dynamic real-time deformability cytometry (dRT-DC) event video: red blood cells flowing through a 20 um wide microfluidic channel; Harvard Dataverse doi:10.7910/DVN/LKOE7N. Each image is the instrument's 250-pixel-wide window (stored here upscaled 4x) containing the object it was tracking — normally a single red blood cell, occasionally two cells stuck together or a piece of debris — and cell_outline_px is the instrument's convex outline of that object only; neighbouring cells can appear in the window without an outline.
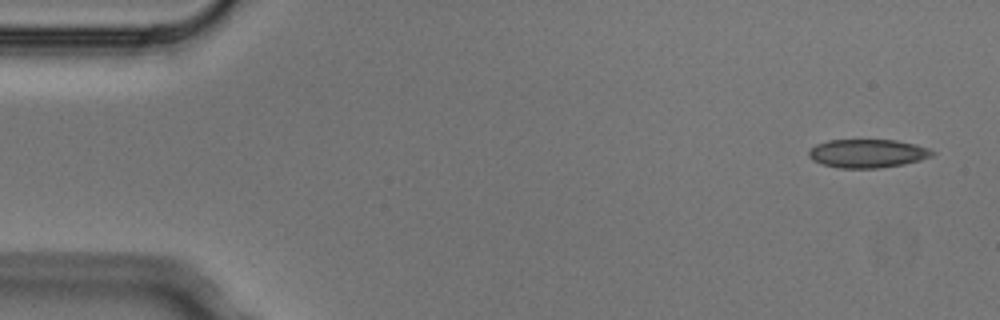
{"species": "Egyptian fruit bat (a non-hibernating species)", "species_latin": "Rousettus aegyptiacus", "temperature_condition": "cold", "stored_images_in_passage": 5, "camera_frame_rate_fps": 3000, "um_per_image_px": 0.085, "animal": {"sex": "male"}, "frame": {"image": 1, "passage_image": 1, "time_ms": 0.0, "image_size_px": [1000, 320], "cell_outline_px": [[936, 152], [932, 156], [920, 160], [904, 164], [880, 168], [840, 168], [824, 164], [812, 160], [808, 156], [808, 152], [816, 144], [828, 140], [896, 140], [916, 144], [928, 148]], "centroid_in_image_um": [73.76, 13.04], "position_along_channel_um": 11.2, "area_um2": 20.52}}
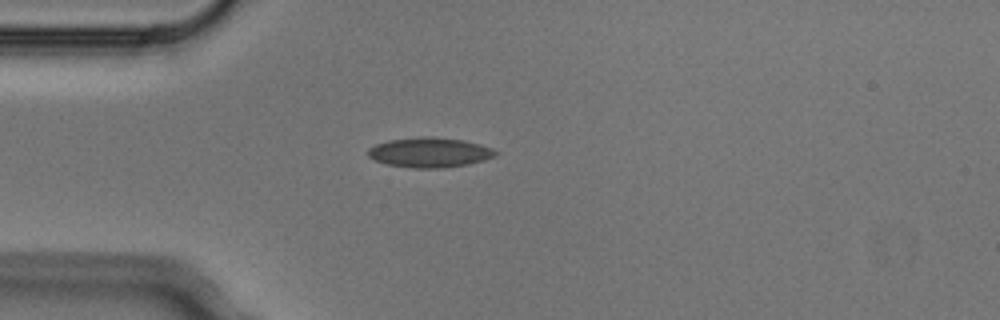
{"frame": {"image": 2, "passage_image": 4, "time_ms": 1.0, "image_size_px": [1000, 320], "cell_outline_px": [[500, 152], [496, 156], [484, 160], [468, 164], [440, 168], [412, 168], [388, 164], [376, 160], [368, 156], [368, 148], [376, 144], [388, 140], [424, 136], [428, 136], [464, 140], [480, 144], [492, 148]], "centroid_in_image_um": [36.55, 12.95], "position_along_channel_um": 48.5, "area_um2": 22.2}}